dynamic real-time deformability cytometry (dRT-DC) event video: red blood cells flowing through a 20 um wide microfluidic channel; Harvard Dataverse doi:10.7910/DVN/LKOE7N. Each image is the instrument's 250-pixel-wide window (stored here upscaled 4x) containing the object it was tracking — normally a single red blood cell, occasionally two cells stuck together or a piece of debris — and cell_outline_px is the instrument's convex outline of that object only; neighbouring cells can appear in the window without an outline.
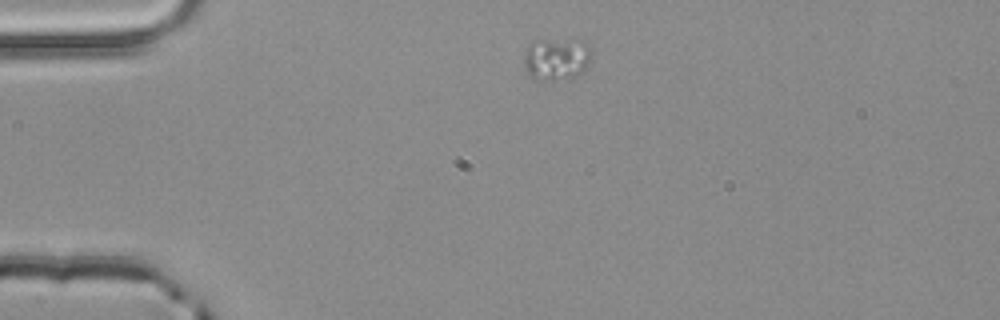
{"species": "common noctule bat (a hibernating species)", "species_latin": "Nyctalus noctula", "temperature_condition": "room temperature", "stored_images_in_passage": 1, "camera_frame_rate_fps": 3000, "um_per_image_px": 0.085, "animal": {"sex": "male", "body_mass_g": 20.4}, "frame": {"image": 1, "passage_image": 1, "time_ms": 0.0, "image_size_px": [1000, 320], "cell_outline_px": [[592, 60], [588, 68], [572, 80], [532, 80], [528, 76], [524, 68], [524, 56], [528, 44], [532, 40], [568, 40], [588, 44], [592, 48]], "centroid_in_image_um": [47.31, 5.06], "position_along_channel_um": 37.7, "area_um2": 17.4}}